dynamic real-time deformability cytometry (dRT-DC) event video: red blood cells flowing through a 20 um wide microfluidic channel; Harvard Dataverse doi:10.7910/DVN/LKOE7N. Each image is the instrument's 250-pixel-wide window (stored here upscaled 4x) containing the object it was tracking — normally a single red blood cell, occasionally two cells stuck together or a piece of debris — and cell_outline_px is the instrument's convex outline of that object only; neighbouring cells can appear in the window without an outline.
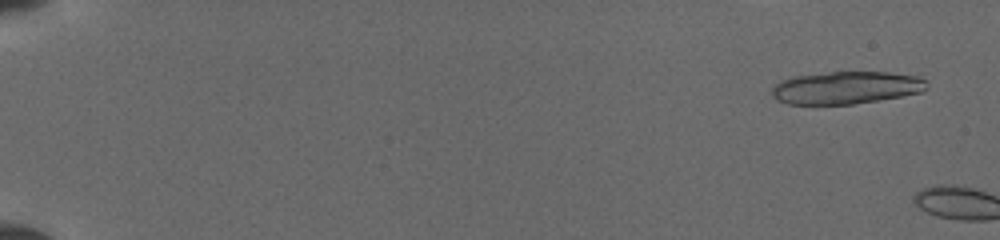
{"species": "common noctule bat (a hibernating species)", "species_latin": "Nyctalus noctula", "temperature_condition": "cold", "stored_images_in_passage": 2, "camera_frame_rate_fps": 3000, "um_per_image_px": 0.085, "animal": {"sex": "female", "body_mass_g": 19.5, "forearm_length_mm": 54.1}, "frame": {"image": 1, "passage_image": 1, "time_ms": 0.0, "image_size_px": [1000, 240], "cell_outline_px": [[928, 88], [924, 92], [852, 104], [788, 104], [772, 96], [772, 88], [780, 80], [792, 76], [832, 72], [888, 72], [920, 76], [928, 80]], "centroid_in_image_um": [71.97, 7.44], "position_along_channel_um": 13.0, "area_um2": 29.48}}